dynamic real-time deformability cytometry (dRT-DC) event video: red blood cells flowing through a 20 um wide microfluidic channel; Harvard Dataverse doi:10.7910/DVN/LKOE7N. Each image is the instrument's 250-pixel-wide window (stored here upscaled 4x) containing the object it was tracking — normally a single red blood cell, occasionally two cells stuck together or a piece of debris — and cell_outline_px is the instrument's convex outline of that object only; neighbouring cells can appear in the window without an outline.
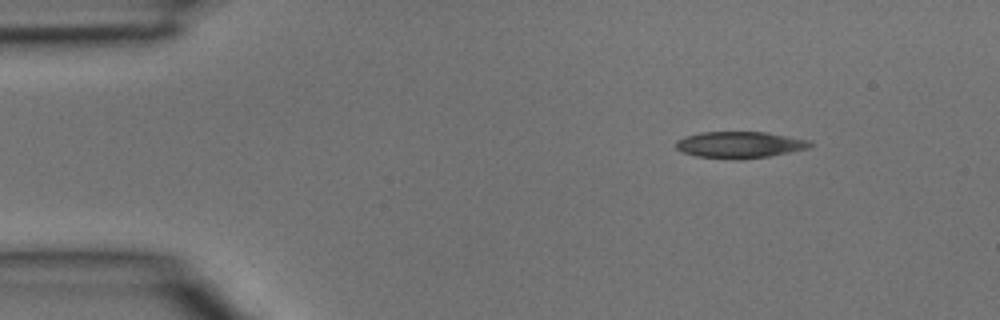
{"species": "common noctule bat (a hibernating species)", "species_latin": "Nyctalus noctula", "temperature_condition": "room temperature", "stored_images_in_passage": 3, "camera_frame_rate_fps": 3000, "um_per_image_px": 0.085, "animal": {"sex": "male", "body_mass_g": 15.6}, "frame": {"image": 1, "passage_image": 1, "time_ms": 0.0, "image_size_px": [1000, 320], "cell_outline_px": [[812, 144], [808, 148], [768, 156], [740, 160], [736, 160], [696, 156], [684, 152], [676, 148], [676, 140], [684, 136], [700, 132], [764, 132], [808, 140]], "centroid_in_image_um": [62.81, 12.31], "position_along_channel_um": 22.2, "area_um2": 20.58}}
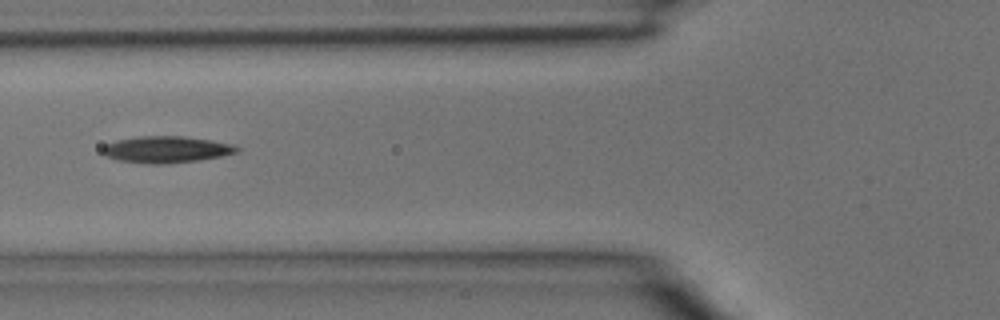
{"frame": {"image": 2, "passage_image": 3, "time_ms": 0.667, "image_size_px": [1000, 320], "cell_outline_px": [[240, 148], [236, 152], [220, 156], [200, 160], [164, 164], [148, 164], [116, 160], [104, 156], [100, 152], [100, 148], [104, 144], [116, 140], [136, 136], [184, 136], [212, 140], [232, 144]], "centroid_in_image_um": [14.04, 12.7], "position_along_channel_um": 111.8, "area_um2": 21.15}}